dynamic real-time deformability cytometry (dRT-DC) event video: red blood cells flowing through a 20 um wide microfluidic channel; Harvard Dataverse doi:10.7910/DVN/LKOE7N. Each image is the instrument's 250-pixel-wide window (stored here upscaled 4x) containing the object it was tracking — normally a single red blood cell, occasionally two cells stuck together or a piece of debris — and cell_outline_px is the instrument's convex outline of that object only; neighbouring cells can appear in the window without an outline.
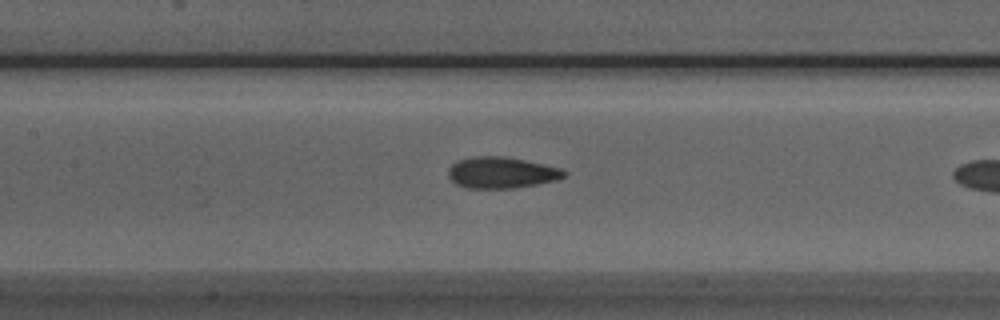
{"species": "Egyptian fruit bat (a non-hibernating species)", "species_latin": "Rousettus aegyptiacus", "temperature_condition": "room temperature", "stored_images_in_passage": 33, "camera_frame_rate_fps": 3000, "um_per_image_px": 0.085, "animal": {"sex": "male"}, "frame": {"image": 1, "passage_image": 15, "time_ms": 4.667, "image_size_px": [1000, 320], "cell_outline_px": [[568, 172], [564, 176], [556, 180], [536, 184], [512, 188], [468, 188], [456, 184], [448, 176], [448, 168], [452, 164], [460, 160], [476, 156], [504, 156], [524, 160], [560, 168]], "centroid_in_image_um": [42.61, 14.67], "position_along_channel_um": 164.8, "area_um2": 20.87}}
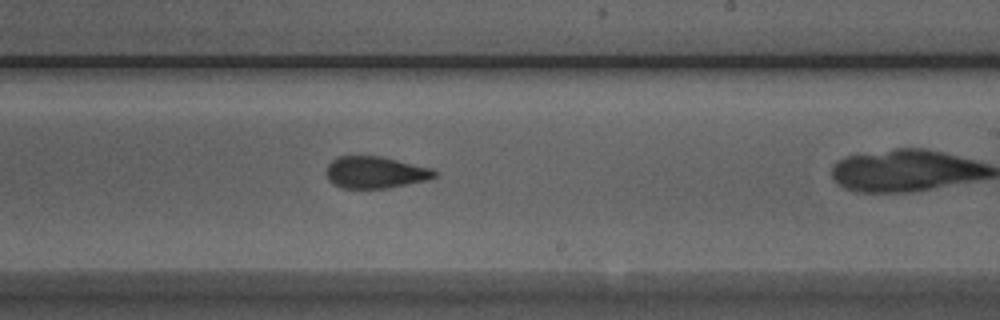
{"frame": {"image": 2, "passage_image": 22, "time_ms": 7.0, "image_size_px": [1000, 320], "cell_outline_px": [[440, 172], [436, 176], [428, 180], [388, 188], [340, 188], [332, 184], [328, 180], [328, 164], [336, 156], [380, 156], [432, 168]], "centroid_in_image_um": [31.93, 14.65], "position_along_channel_um": 257.1, "area_um2": 20.17}}
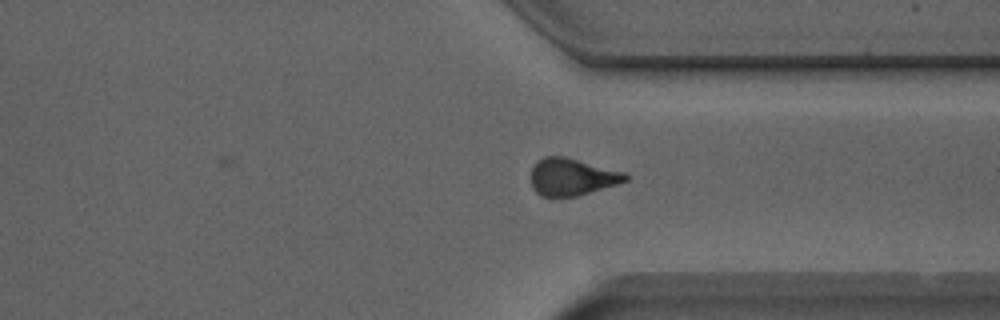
{"frame": {"image": 3, "passage_image": 30, "time_ms": 9.667, "image_size_px": [1000, 320], "cell_outline_px": [[628, 180], [616, 184], [576, 196], [540, 196], [532, 188], [532, 168], [544, 156], [564, 156], [624, 172], [628, 176]], "centroid_in_image_um": [48.6, 15.03], "position_along_channel_um": 362.8, "area_um2": 20.06}, "authors_computed_cell_mechanics": {"area_um2": 20.808, "velocity_mm_per_s": 3.9759, "shape_relaxation_time_tau1_ms": 8.1487, "shape_relaxation_time_tau2_ms": 2.3528, "deformation_change_tau1": 0.1729, "deformation_change_tau2": 0.1}}